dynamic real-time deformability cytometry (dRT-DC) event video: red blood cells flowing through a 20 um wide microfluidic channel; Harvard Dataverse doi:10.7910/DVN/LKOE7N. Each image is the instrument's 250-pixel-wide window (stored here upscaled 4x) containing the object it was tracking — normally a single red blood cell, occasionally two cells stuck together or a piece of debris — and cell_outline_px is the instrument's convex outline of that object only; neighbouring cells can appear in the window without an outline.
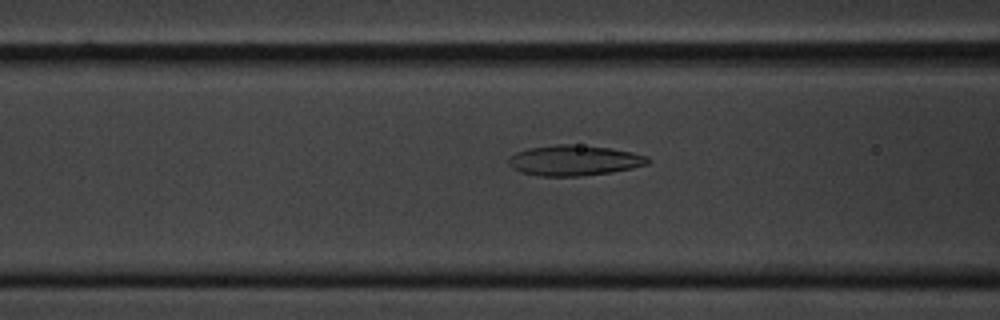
{"species": "common noctule bat (a hibernating species)", "species_latin": "Nyctalus noctula", "temperature_condition": "cold", "stored_images_in_passage": 48, "camera_frame_rate_fps": 3000, "um_per_image_px": 0.085, "animal": {"sex": "male", "body_mass_g": 20.1, "forearm_length_mm": 53.5}, "frame": {"image": 1, "passage_image": 15, "time_ms": 4.667, "image_size_px": [1000, 320], "cell_outline_px": [[652, 160], [648, 164], [632, 168], [612, 172], [580, 176], [540, 176], [520, 172], [512, 168], [508, 164], [508, 156], [516, 152], [528, 148], [556, 144], [568, 144], [608, 148], [632, 152], [648, 156]], "centroid_in_image_um": [48.79, 13.64], "position_along_channel_um": 117.8, "area_um2": 24.8}}
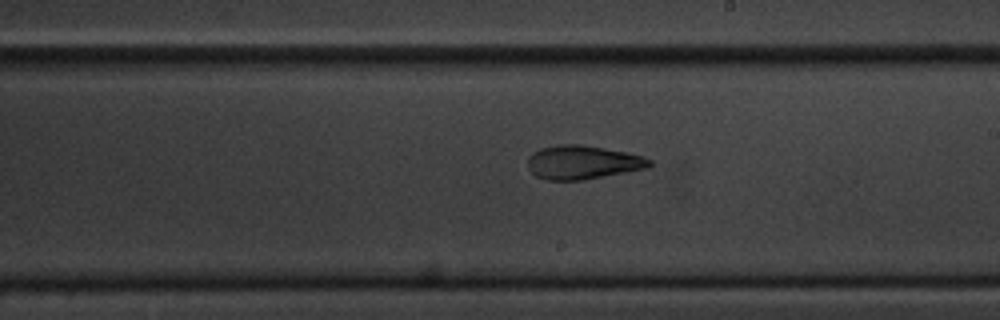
{"frame": {"image": 2, "passage_image": 26, "time_ms": 8.333, "image_size_px": [1000, 320], "cell_outline_px": [[652, 164], [648, 168], [580, 180], [544, 180], [536, 176], [528, 168], [528, 156], [532, 152], [540, 148], [556, 144], [580, 144], [628, 152], [644, 156], [652, 160]], "centroid_in_image_um": [49.51, 13.78], "position_along_channel_um": 239.5, "area_um2": 24.1}}
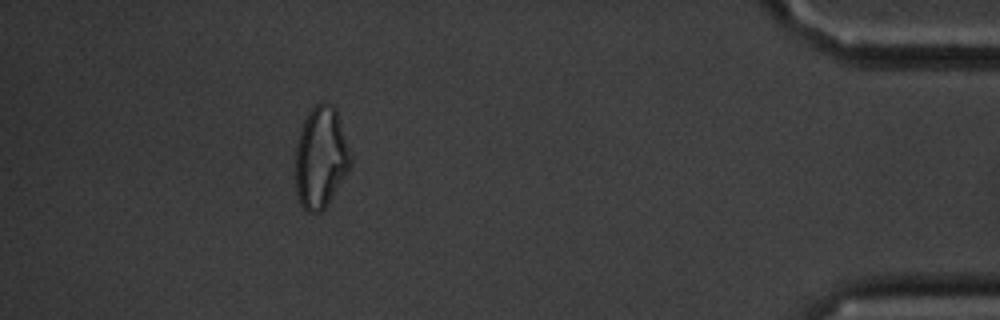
{"frame": {"image": 3, "passage_image": 46, "time_ms": 15.0, "image_size_px": [1000, 320], "cell_outline_px": [[352, 164], [328, 204], [320, 212], [308, 212], [300, 204], [296, 192], [296, 144], [304, 120], [308, 112], [320, 100], [324, 100], [332, 104], [336, 108], [352, 152]], "centroid_in_image_um": [27.3, 13.35], "position_along_channel_um": 407.9, "area_um2": 33.0}}